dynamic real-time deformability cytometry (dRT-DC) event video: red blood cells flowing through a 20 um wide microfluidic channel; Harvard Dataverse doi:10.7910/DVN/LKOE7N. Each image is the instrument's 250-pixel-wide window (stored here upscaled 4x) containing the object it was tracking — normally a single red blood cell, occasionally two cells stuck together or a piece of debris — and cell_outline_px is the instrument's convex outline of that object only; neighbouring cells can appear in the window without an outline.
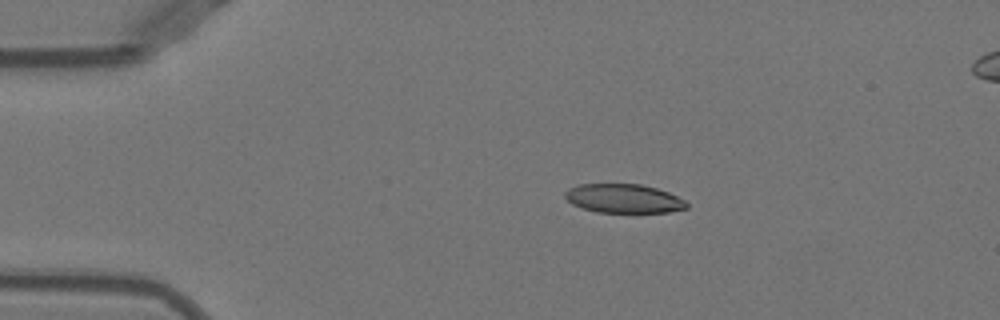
{"species": "Egyptian fruit bat (a non-hibernating species)", "species_latin": "Rousettus aegyptiacus", "temperature_condition": "warm", "stored_images_in_passage": 42, "camera_frame_rate_fps": 3000, "um_per_image_px": 0.085, "animal": {"sex": "female"}, "frame": {"image": 1, "passage_image": 1, "time_ms": 0.0, "image_size_px": [1000, 320], "cell_outline_px": [[688, 208], [668, 212], [596, 212], [580, 208], [572, 204], [564, 196], [564, 192], [568, 188], [576, 184], [640, 184], [656, 188], [668, 192], [684, 200], [688, 204]], "centroid_in_image_um": [52.97, 16.87], "position_along_channel_um": 32.0, "area_um2": 20.58}}
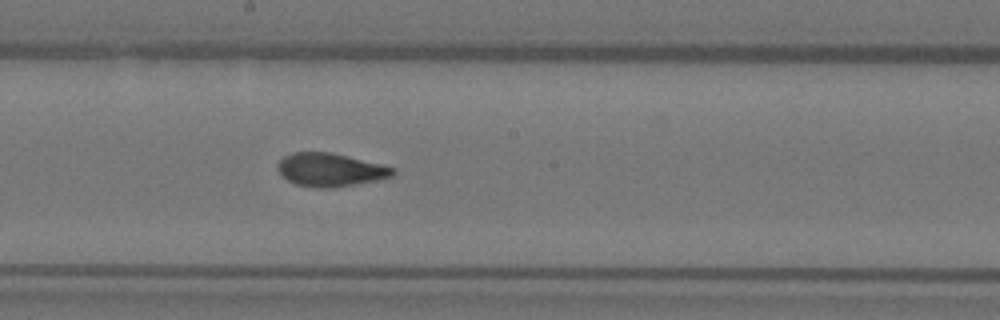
{"frame": {"image": 2, "passage_image": 19, "time_ms": 6.0, "image_size_px": [1000, 320], "cell_outline_px": [[396, 172], [392, 176], [376, 180], [332, 188], [316, 188], [296, 184], [288, 180], [280, 172], [280, 160], [284, 156], [292, 152], [328, 152], [380, 164], [396, 168]], "centroid_in_image_um": [28.09, 14.44], "position_along_channel_um": 220.1, "area_um2": 21.85}}
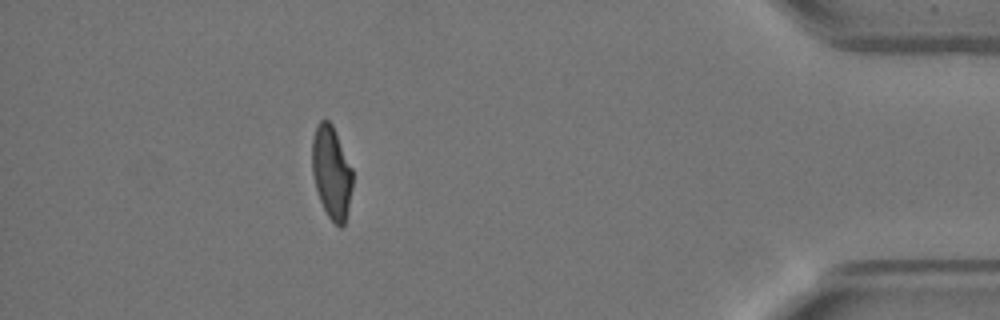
{"frame": {"image": 3, "passage_image": 37, "time_ms": 12.0, "image_size_px": [1000, 320], "cell_outline_px": [[352, 188], [344, 224], [340, 228], [328, 216], [320, 200], [316, 188], [312, 172], [312, 140], [316, 124], [320, 120], [328, 120], [332, 124], [352, 168]], "centroid_in_image_um": [28.16, 14.62], "position_along_channel_um": 407.0, "area_um2": 21.62}, "authors_computed_cell_mechanics": {"area_um2": 22.542, "velocity_mm_per_s": 3.9441, "shape_relaxation_time_tau1_ms": 6.8603, "shape_relaxation_time_tau2_ms": 1.284, "deformation_change_tau1": 0.2267, "deformation_change_tau2": 0.0818}}